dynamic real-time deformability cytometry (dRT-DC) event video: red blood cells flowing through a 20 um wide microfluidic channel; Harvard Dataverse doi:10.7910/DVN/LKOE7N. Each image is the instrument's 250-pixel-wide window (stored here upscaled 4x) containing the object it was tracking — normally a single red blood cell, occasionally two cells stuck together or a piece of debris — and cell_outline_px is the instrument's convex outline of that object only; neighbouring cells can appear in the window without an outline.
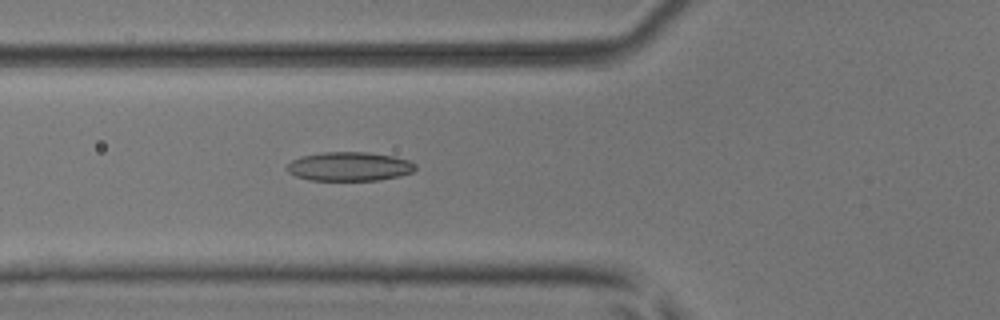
{"species": "common noctule bat (a hibernating species)", "species_latin": "Nyctalus noctula", "temperature_condition": "room temperature", "stored_images_in_passage": 48, "camera_frame_rate_fps": 3000, "um_per_image_px": 0.085, "animal": {"sex": "male", "body_mass_g": 17.9, "forearm_length_mm": 54.2}, "frame": {"image": 1, "passage_image": 16, "time_ms": 5.0, "image_size_px": [1000, 320], "cell_outline_px": [[416, 168], [412, 172], [400, 176], [380, 180], [308, 180], [296, 176], [288, 172], [284, 168], [292, 160], [300, 156], [324, 152], [368, 152], [392, 156], [408, 160], [416, 164]], "centroid_in_image_um": [29.67, 14.15], "position_along_channel_um": 96.1, "area_um2": 21.79}}
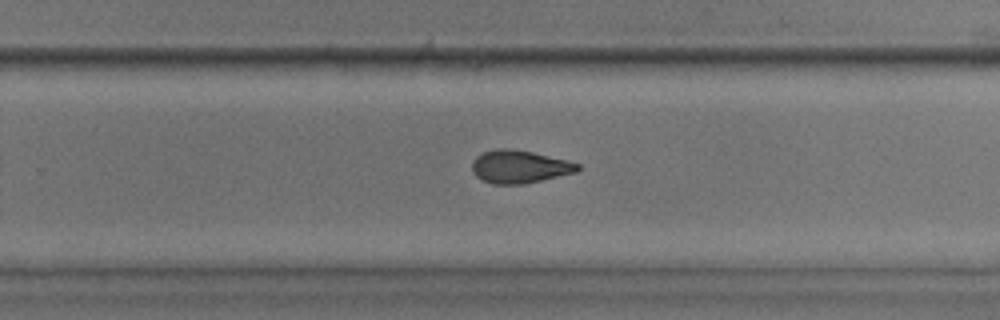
{"frame": {"image": 2, "passage_image": 30, "time_ms": 9.667, "image_size_px": [1000, 320], "cell_outline_px": [[580, 168], [576, 172], [540, 180], [520, 184], [492, 184], [476, 176], [472, 172], [472, 160], [476, 156], [484, 152], [496, 148], [512, 148], [532, 152], [568, 160], [580, 164]], "centroid_in_image_um": [44.13, 14.15], "position_along_channel_um": 285.7, "area_um2": 20.17}}
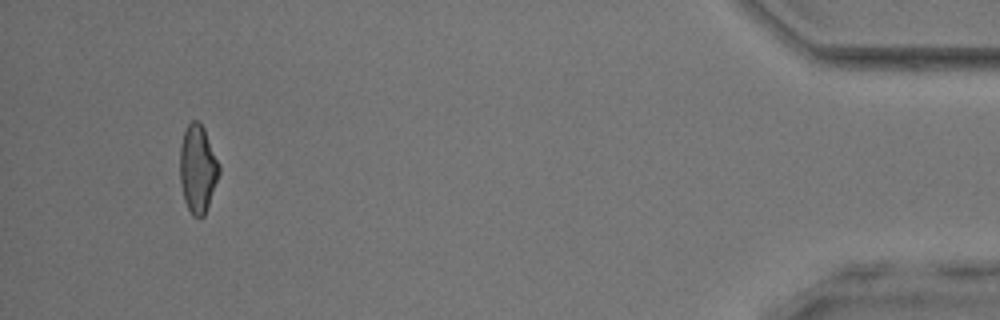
{"frame": {"image": 3, "passage_image": 45, "time_ms": 14.667, "image_size_px": [1000, 320], "cell_outline_px": [[220, 172], [204, 216], [200, 220], [192, 216], [184, 200], [180, 180], [180, 148], [184, 132], [188, 124], [192, 120], [200, 120], [204, 128], [220, 164]], "centroid_in_image_um": [16.81, 14.35], "position_along_channel_um": 418.4, "area_um2": 20.17}, "authors_computed_cell_mechanics": {"area_um2": 20.4323, "velocity_mm_per_s": 4.0671, "shape_relaxation_time_tau1_ms": 9.9018, "shape_relaxation_time_tau2_ms": 2.4151, "deformation_change_tau1": 0.2303, "deformation_change_tau2": 0.0933}}